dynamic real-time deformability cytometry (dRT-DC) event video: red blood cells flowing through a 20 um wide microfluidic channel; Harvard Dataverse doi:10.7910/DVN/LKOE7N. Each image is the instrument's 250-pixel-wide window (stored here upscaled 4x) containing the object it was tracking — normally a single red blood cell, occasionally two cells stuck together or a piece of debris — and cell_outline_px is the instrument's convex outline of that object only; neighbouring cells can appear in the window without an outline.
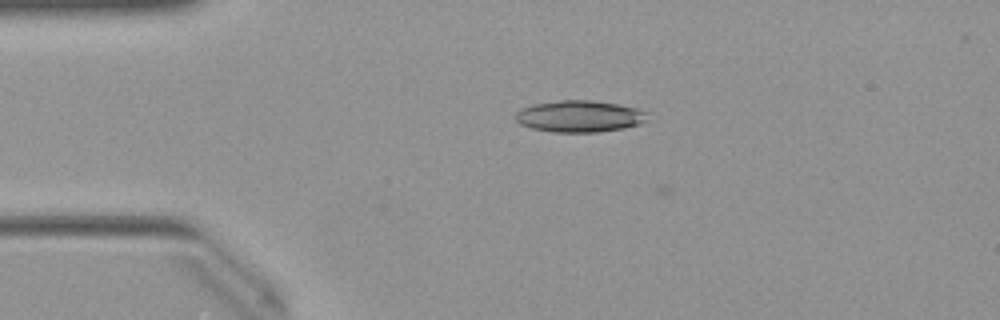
{"species": "Egyptian fruit bat (a non-hibernating species)", "species_latin": "Rousettus aegyptiacus", "temperature_condition": "warm", "stored_images_in_passage": 11, "camera_frame_rate_fps": 3000, "um_per_image_px": 0.085, "animal": {"sex": "female"}, "frame": {"image": 1, "passage_image": 10, "time_ms": 3.0, "image_size_px": [1000, 320], "cell_outline_px": [[648, 120], [640, 124], [624, 128], [596, 132], [552, 132], [532, 128], [520, 124], [516, 120], [516, 112], [520, 108], [532, 104], [560, 100], [592, 100], [616, 104], [636, 108], [644, 112]], "centroid_in_image_um": [49.22, 9.88], "position_along_channel_um": 35.8, "area_um2": 24.28}}